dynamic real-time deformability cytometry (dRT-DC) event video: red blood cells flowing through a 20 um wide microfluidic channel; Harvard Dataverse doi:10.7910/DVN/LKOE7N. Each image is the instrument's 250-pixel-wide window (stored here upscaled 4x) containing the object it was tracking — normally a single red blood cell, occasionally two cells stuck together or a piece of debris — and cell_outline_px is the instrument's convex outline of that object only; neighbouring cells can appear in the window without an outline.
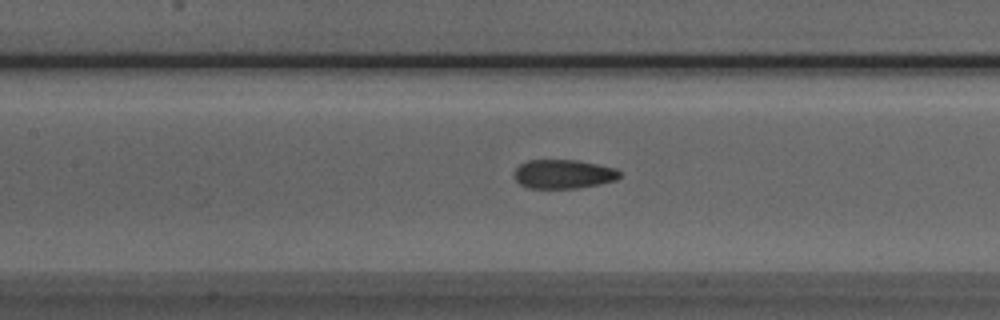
{"species": "Egyptian fruit bat (a non-hibernating species)", "species_latin": "Rousettus aegyptiacus", "temperature_condition": "room temperature", "stored_images_in_passage": 34, "camera_frame_rate_fps": 3000, "um_per_image_px": 0.085, "animal": {"sex": "male"}, "frame": {"image": 1, "passage_image": 8, "time_ms": 2.333, "image_size_px": [1000, 320], "cell_outline_px": [[620, 176], [616, 180], [576, 188], [528, 188], [520, 184], [512, 176], [516, 168], [520, 164], [528, 160], [576, 160], [616, 168], [620, 172]], "centroid_in_image_um": [47.85, 14.79], "position_along_channel_um": 159.6, "area_um2": 17.74}}
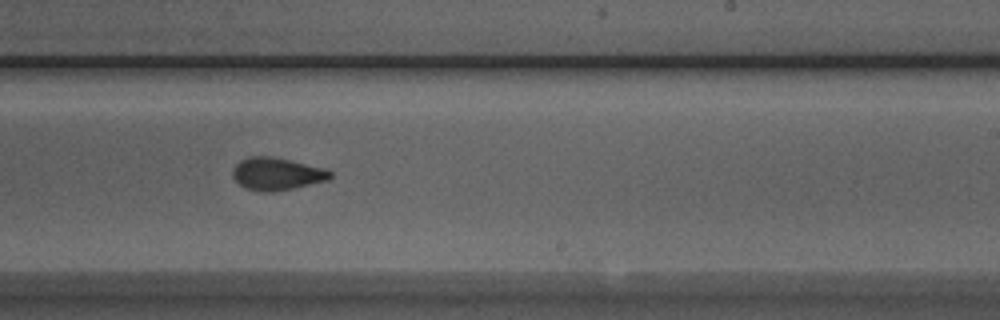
{"frame": {"image": 2, "passage_image": 16, "time_ms": 5.0, "image_size_px": [1000, 320], "cell_outline_px": [[332, 176], [328, 180], [292, 188], [272, 192], [264, 192], [244, 188], [232, 176], [232, 168], [240, 160], [248, 156], [272, 156], [324, 168], [332, 172]], "centroid_in_image_um": [23.49, 14.77], "position_along_channel_um": 265.5, "area_um2": 18.44}}
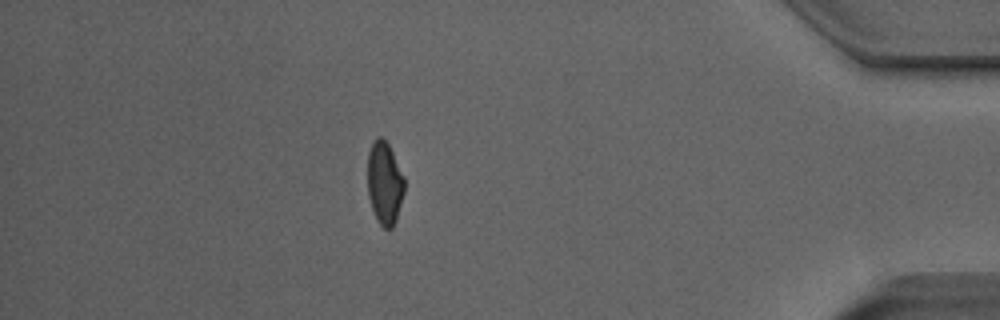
{"frame": {"image": 3, "passage_image": 30, "time_ms": 9.667, "image_size_px": [1000, 320], "cell_outline_px": [[404, 192], [396, 220], [392, 228], [384, 228], [376, 220], [368, 196], [368, 152], [376, 136], [380, 136], [388, 144], [404, 176]], "centroid_in_image_um": [32.68, 15.57], "position_along_channel_um": 402.5, "area_um2": 17.69}, "authors_computed_cell_mechanics": {"area_um2": 18.5538, "velocity_mm_per_s": 3.9848, "shape_relaxation_time_tau1_ms": 7.5147, "shape_relaxation_time_tau2_ms": 1.536, "deformation_change_tau1": 0.1949, "deformation_change_tau2": 0.0753}}